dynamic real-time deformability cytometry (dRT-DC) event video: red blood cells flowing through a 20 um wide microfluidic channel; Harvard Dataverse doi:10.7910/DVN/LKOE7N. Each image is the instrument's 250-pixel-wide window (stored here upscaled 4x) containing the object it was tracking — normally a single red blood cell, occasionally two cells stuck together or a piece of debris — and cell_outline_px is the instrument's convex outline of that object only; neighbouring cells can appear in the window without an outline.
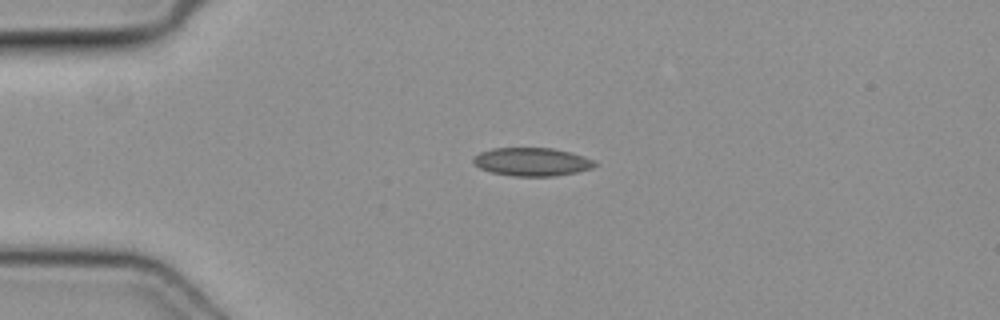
{"species": "common noctule bat (a hibernating species)", "species_latin": "Nyctalus noctula", "temperature_condition": "cold", "stored_images_in_passage": 48, "camera_frame_rate_fps": 3000, "um_per_image_px": 0.085, "animal": {"sex": "female", "body_mass_g": 19.3, "forearm_length_mm": 54.1}, "frame": {"image": 1, "passage_image": 11, "time_ms": 3.333, "image_size_px": [1000, 320], "cell_outline_px": [[596, 164], [592, 168], [576, 172], [556, 176], [512, 176], [492, 172], [480, 168], [472, 160], [472, 156], [480, 152], [492, 148], [552, 148], [584, 156], [592, 160]], "centroid_in_image_um": [45.18, 13.75], "position_along_channel_um": 39.8, "area_um2": 19.88}}
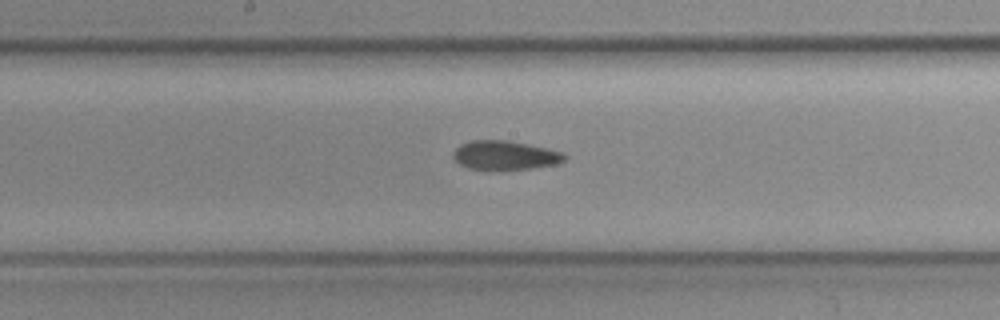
{"frame": {"image": 2, "passage_image": 25, "time_ms": 8.0, "image_size_px": [1000, 320], "cell_outline_px": [[568, 156], [560, 164], [532, 168], [488, 172], [468, 168], [460, 164], [452, 156], [452, 152], [460, 144], [472, 140], [504, 140], [544, 148], [560, 152]], "centroid_in_image_um": [42.87, 13.24], "position_along_channel_um": 205.3, "area_um2": 19.19}}
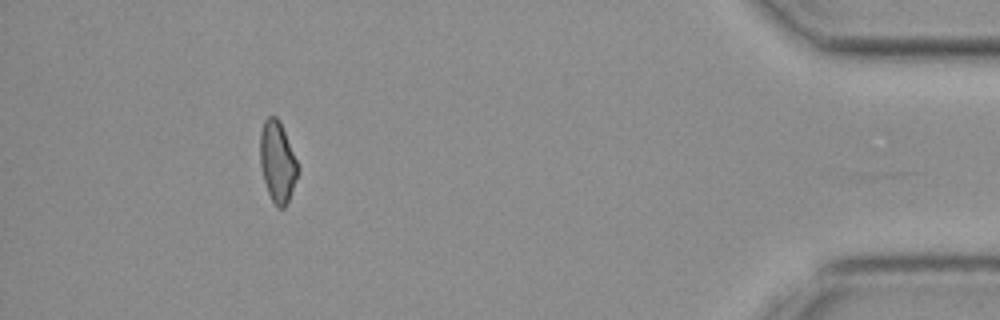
{"frame": {"image": 3, "passage_image": 44, "time_ms": 14.333, "image_size_px": [1000, 320], "cell_outline_px": [[300, 168], [288, 200], [284, 208], [276, 208], [268, 192], [264, 180], [260, 164], [260, 132], [264, 120], [268, 116], [276, 116], [284, 132]], "centroid_in_image_um": [23.57, 13.77], "position_along_channel_um": 411.6, "area_um2": 17.51}}